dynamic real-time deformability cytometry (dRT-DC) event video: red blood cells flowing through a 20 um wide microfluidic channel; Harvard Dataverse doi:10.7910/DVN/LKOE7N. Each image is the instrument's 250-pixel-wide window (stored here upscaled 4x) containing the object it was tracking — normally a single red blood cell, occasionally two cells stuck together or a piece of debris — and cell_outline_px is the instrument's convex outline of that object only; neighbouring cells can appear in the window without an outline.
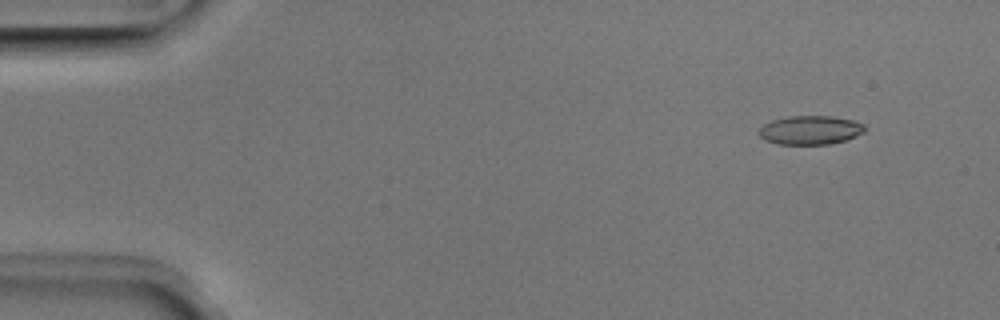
{"species": "Egyptian fruit bat (a non-hibernating species)", "species_latin": "Rousettus aegyptiacus", "temperature_condition": "room temperature", "stored_images_in_passage": 51, "camera_frame_rate_fps": 3000, "um_per_image_px": 0.085, "animal": {"sex": "male"}, "frame": {"image": 1, "passage_image": 5, "time_ms": 1.333, "image_size_px": [1000, 320], "cell_outline_px": [[864, 132], [856, 136], [844, 140], [828, 144], [780, 144], [764, 140], [756, 132], [764, 124], [772, 120], [788, 116], [832, 116], [856, 120], [864, 124]], "centroid_in_image_um": [68.86, 11.05], "position_along_channel_um": 16.1, "area_um2": 17.86}}
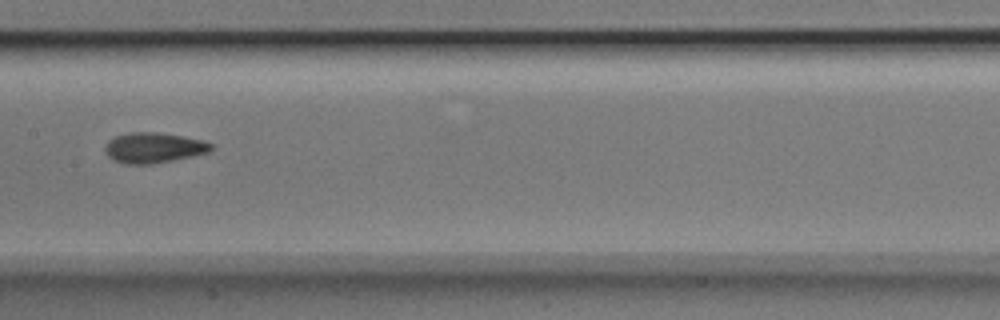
{"frame": {"image": 2, "passage_image": 26, "time_ms": 8.333, "image_size_px": [1000, 320], "cell_outline_px": [[212, 148], [208, 152], [192, 156], [152, 164], [124, 164], [112, 160], [104, 152], [104, 148], [108, 140], [116, 136], [128, 132], [156, 132], [180, 136], [200, 140], [212, 144]], "centroid_in_image_um": [12.98, 12.56], "position_along_channel_um": 194.4, "area_um2": 18.67}}
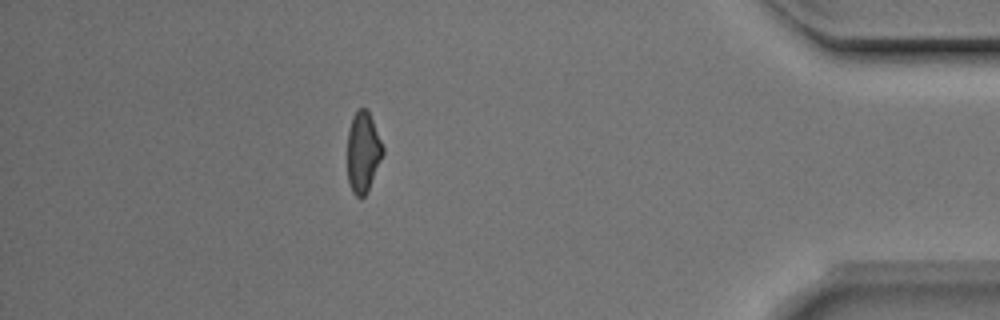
{"frame": {"image": 3, "passage_image": 45, "time_ms": 14.667, "image_size_px": [1000, 320], "cell_outline_px": [[384, 152], [368, 188], [364, 196], [356, 196], [352, 192], [348, 180], [348, 132], [352, 116], [360, 108], [364, 108], [368, 112], [372, 120], [384, 148]], "centroid_in_image_um": [30.84, 12.92], "position_along_channel_um": 404.4, "area_um2": 16.18}, "authors_computed_cell_mechanics": {"area_um2": 18.0336, "velocity_mm_per_s": 4.0279, "shape_relaxation_time_tau1_ms": 4.9772, "shape_relaxation_time_tau2_ms": 1.816, "deformation_change_tau1": 0.1241, "deformation_change_tau2": 0.0714}}